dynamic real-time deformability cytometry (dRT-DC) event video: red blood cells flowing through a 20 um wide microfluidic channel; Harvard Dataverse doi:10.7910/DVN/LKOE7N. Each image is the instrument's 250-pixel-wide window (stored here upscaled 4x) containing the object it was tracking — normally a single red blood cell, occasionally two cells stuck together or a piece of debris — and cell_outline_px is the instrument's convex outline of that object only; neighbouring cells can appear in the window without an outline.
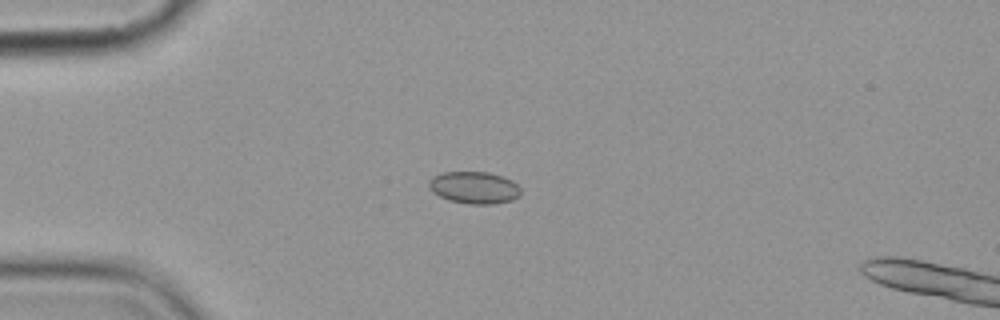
{"species": "common noctule bat (a hibernating species)", "species_latin": "Nyctalus noctula", "temperature_condition": "cold", "stored_images_in_passage": 7, "camera_frame_rate_fps": 3000, "um_per_image_px": 0.085, "animal": {"sex": "female", "body_mass_g": 19.9}, "frame": {"image": 1, "passage_image": 4, "time_ms": 3.667, "image_size_px": [1000, 320], "cell_outline_px": [[520, 196], [512, 200], [492, 204], [468, 204], [448, 200], [432, 192], [428, 188], [428, 180], [432, 176], [444, 172], [488, 172], [512, 180], [520, 188]], "centroid_in_image_um": [40.27, 15.95], "position_along_channel_um": 44.7, "area_um2": 17.28}}
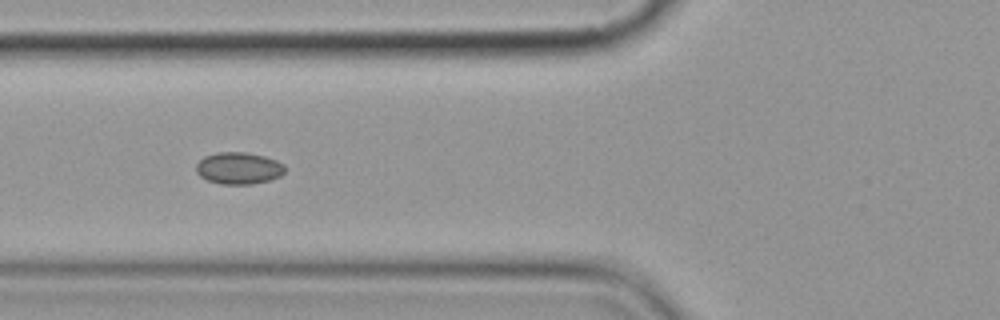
{"frame": {"image": 2, "passage_image": 6, "time_ms": 6.0, "image_size_px": [1000, 320], "cell_outline_px": [[284, 172], [280, 176], [272, 180], [252, 184], [220, 184], [208, 180], [200, 176], [196, 172], [196, 164], [204, 156], [216, 152], [244, 152], [264, 156], [276, 160], [284, 164]], "centroid_in_image_um": [20.29, 14.3], "position_along_channel_um": 105.5, "area_um2": 16.59}}
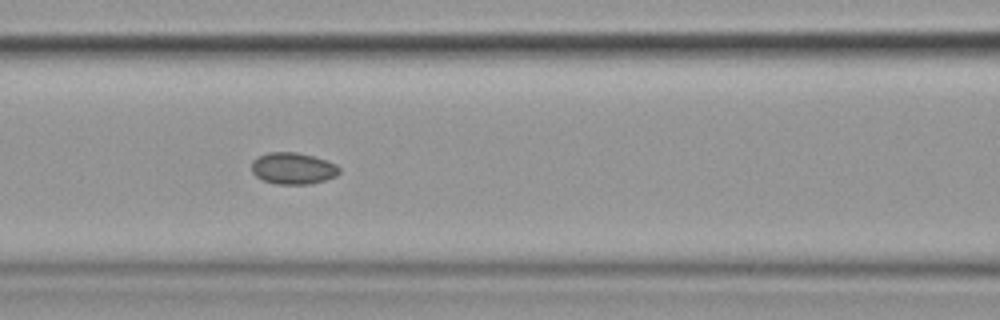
{"frame": {"image": 3, "passage_image": 7, "time_ms": 7.0, "image_size_px": [1000, 320], "cell_outline_px": [[340, 172], [336, 176], [312, 184], [276, 184], [264, 180], [256, 176], [252, 172], [252, 160], [268, 152], [296, 152], [312, 156], [336, 164], [340, 168]], "centroid_in_image_um": [24.91, 14.32], "position_along_channel_um": 141.7, "area_um2": 16.07}}